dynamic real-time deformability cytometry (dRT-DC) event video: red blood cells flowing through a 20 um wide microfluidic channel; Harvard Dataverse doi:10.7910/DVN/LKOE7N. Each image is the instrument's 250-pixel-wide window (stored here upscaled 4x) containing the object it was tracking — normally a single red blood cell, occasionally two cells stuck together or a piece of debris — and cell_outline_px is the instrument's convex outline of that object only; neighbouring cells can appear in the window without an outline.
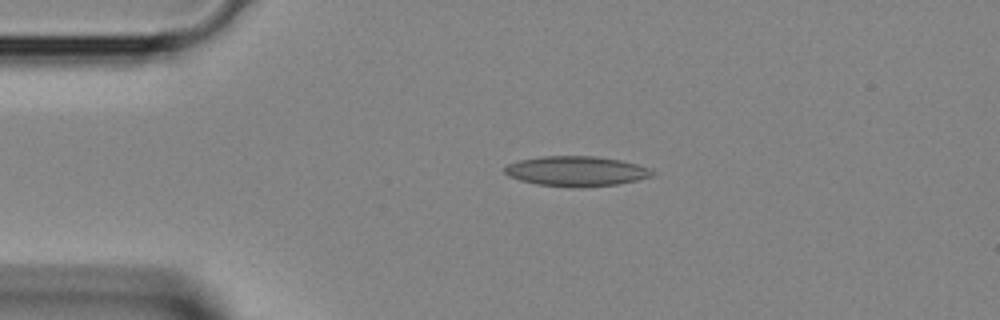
{"species": "Egyptian fruit bat (a non-hibernating species)", "species_latin": "Rousettus aegyptiacus", "temperature_condition": "room temperature", "stored_images_in_passage": 3, "camera_frame_rate_fps": 3000, "um_per_image_px": 0.085, "animal": {"sex": "female"}, "frame": {"image": 1, "passage_image": 2, "time_ms": 0.333, "image_size_px": [1000, 320], "cell_outline_px": [[652, 176], [636, 180], [616, 184], [580, 188], [572, 188], [536, 184], [520, 180], [508, 176], [504, 172], [504, 168], [508, 164], [520, 160], [544, 156], [596, 156], [620, 160], [636, 164], [648, 168], [652, 172]], "centroid_in_image_um": [48.94, 14.56], "position_along_channel_um": 36.1, "area_um2": 25.72}}